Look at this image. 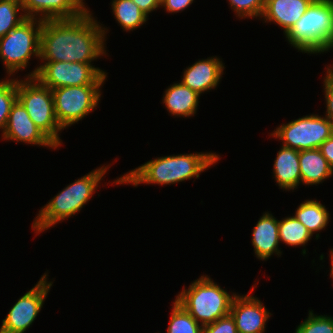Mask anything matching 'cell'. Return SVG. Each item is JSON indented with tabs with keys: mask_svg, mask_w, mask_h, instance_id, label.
Instances as JSON below:
<instances>
[{
	"mask_svg": "<svg viewBox=\"0 0 333 333\" xmlns=\"http://www.w3.org/2000/svg\"><path fill=\"white\" fill-rule=\"evenodd\" d=\"M108 31L90 11L74 19L43 20L39 60L91 63L107 54Z\"/></svg>",
	"mask_w": 333,
	"mask_h": 333,
	"instance_id": "obj_1",
	"label": "cell"
},
{
	"mask_svg": "<svg viewBox=\"0 0 333 333\" xmlns=\"http://www.w3.org/2000/svg\"><path fill=\"white\" fill-rule=\"evenodd\" d=\"M220 159L212 152L167 155L149 160L114 180V184H157L171 185L178 182L199 178L201 172L216 164Z\"/></svg>",
	"mask_w": 333,
	"mask_h": 333,
	"instance_id": "obj_2",
	"label": "cell"
},
{
	"mask_svg": "<svg viewBox=\"0 0 333 333\" xmlns=\"http://www.w3.org/2000/svg\"><path fill=\"white\" fill-rule=\"evenodd\" d=\"M108 168H110L109 165L94 169L54 196L37 213L32 223L34 233L40 234L79 212L93 197Z\"/></svg>",
	"mask_w": 333,
	"mask_h": 333,
	"instance_id": "obj_3",
	"label": "cell"
},
{
	"mask_svg": "<svg viewBox=\"0 0 333 333\" xmlns=\"http://www.w3.org/2000/svg\"><path fill=\"white\" fill-rule=\"evenodd\" d=\"M285 37L302 53L321 54L333 49V0H313Z\"/></svg>",
	"mask_w": 333,
	"mask_h": 333,
	"instance_id": "obj_4",
	"label": "cell"
},
{
	"mask_svg": "<svg viewBox=\"0 0 333 333\" xmlns=\"http://www.w3.org/2000/svg\"><path fill=\"white\" fill-rule=\"evenodd\" d=\"M224 290L208 275H202L176 296L179 303L202 326L229 315L237 293Z\"/></svg>",
	"mask_w": 333,
	"mask_h": 333,
	"instance_id": "obj_5",
	"label": "cell"
},
{
	"mask_svg": "<svg viewBox=\"0 0 333 333\" xmlns=\"http://www.w3.org/2000/svg\"><path fill=\"white\" fill-rule=\"evenodd\" d=\"M17 100L26 109L34 124L57 146L61 147L60 131L64 130L58 123L52 90L44 86L36 77L18 80Z\"/></svg>",
	"mask_w": 333,
	"mask_h": 333,
	"instance_id": "obj_6",
	"label": "cell"
},
{
	"mask_svg": "<svg viewBox=\"0 0 333 333\" xmlns=\"http://www.w3.org/2000/svg\"><path fill=\"white\" fill-rule=\"evenodd\" d=\"M42 25L43 20L26 18L0 38V58L8 77L27 68L33 56L39 58Z\"/></svg>",
	"mask_w": 333,
	"mask_h": 333,
	"instance_id": "obj_7",
	"label": "cell"
},
{
	"mask_svg": "<svg viewBox=\"0 0 333 333\" xmlns=\"http://www.w3.org/2000/svg\"><path fill=\"white\" fill-rule=\"evenodd\" d=\"M25 77H36L44 86L55 89L69 86L103 85L107 73L91 63L42 61Z\"/></svg>",
	"mask_w": 333,
	"mask_h": 333,
	"instance_id": "obj_8",
	"label": "cell"
},
{
	"mask_svg": "<svg viewBox=\"0 0 333 333\" xmlns=\"http://www.w3.org/2000/svg\"><path fill=\"white\" fill-rule=\"evenodd\" d=\"M332 135L333 124L326 116L318 114L306 115L282 124L270 134L281 140L282 146L297 151L319 148Z\"/></svg>",
	"mask_w": 333,
	"mask_h": 333,
	"instance_id": "obj_9",
	"label": "cell"
},
{
	"mask_svg": "<svg viewBox=\"0 0 333 333\" xmlns=\"http://www.w3.org/2000/svg\"><path fill=\"white\" fill-rule=\"evenodd\" d=\"M102 85L69 86L52 89L55 115L66 129L89 115L99 105Z\"/></svg>",
	"mask_w": 333,
	"mask_h": 333,
	"instance_id": "obj_10",
	"label": "cell"
},
{
	"mask_svg": "<svg viewBox=\"0 0 333 333\" xmlns=\"http://www.w3.org/2000/svg\"><path fill=\"white\" fill-rule=\"evenodd\" d=\"M47 276V273H44L37 284L12 306L2 320L0 333H24L32 325L53 286Z\"/></svg>",
	"mask_w": 333,
	"mask_h": 333,
	"instance_id": "obj_11",
	"label": "cell"
},
{
	"mask_svg": "<svg viewBox=\"0 0 333 333\" xmlns=\"http://www.w3.org/2000/svg\"><path fill=\"white\" fill-rule=\"evenodd\" d=\"M255 287L246 295L236 294L232 301L229 314L238 333H265L266 322L272 315L259 298L251 295Z\"/></svg>",
	"mask_w": 333,
	"mask_h": 333,
	"instance_id": "obj_12",
	"label": "cell"
},
{
	"mask_svg": "<svg viewBox=\"0 0 333 333\" xmlns=\"http://www.w3.org/2000/svg\"><path fill=\"white\" fill-rule=\"evenodd\" d=\"M1 135L4 140L57 149V146L30 119L26 109L18 100L11 107L5 131Z\"/></svg>",
	"mask_w": 333,
	"mask_h": 333,
	"instance_id": "obj_13",
	"label": "cell"
},
{
	"mask_svg": "<svg viewBox=\"0 0 333 333\" xmlns=\"http://www.w3.org/2000/svg\"><path fill=\"white\" fill-rule=\"evenodd\" d=\"M84 0H22L26 18L40 20L74 19L90 9ZM39 15V16H38Z\"/></svg>",
	"mask_w": 333,
	"mask_h": 333,
	"instance_id": "obj_14",
	"label": "cell"
},
{
	"mask_svg": "<svg viewBox=\"0 0 333 333\" xmlns=\"http://www.w3.org/2000/svg\"><path fill=\"white\" fill-rule=\"evenodd\" d=\"M224 66L217 56L198 60L185 69L181 83L201 95L217 87L222 79Z\"/></svg>",
	"mask_w": 333,
	"mask_h": 333,
	"instance_id": "obj_15",
	"label": "cell"
},
{
	"mask_svg": "<svg viewBox=\"0 0 333 333\" xmlns=\"http://www.w3.org/2000/svg\"><path fill=\"white\" fill-rule=\"evenodd\" d=\"M313 0H265L261 16L264 22H274L284 35L305 14Z\"/></svg>",
	"mask_w": 333,
	"mask_h": 333,
	"instance_id": "obj_16",
	"label": "cell"
},
{
	"mask_svg": "<svg viewBox=\"0 0 333 333\" xmlns=\"http://www.w3.org/2000/svg\"><path fill=\"white\" fill-rule=\"evenodd\" d=\"M278 230V220L271 213L264 212L253 227L251 239L258 259L265 261L274 254L281 256L282 252L278 248L280 243Z\"/></svg>",
	"mask_w": 333,
	"mask_h": 333,
	"instance_id": "obj_17",
	"label": "cell"
},
{
	"mask_svg": "<svg viewBox=\"0 0 333 333\" xmlns=\"http://www.w3.org/2000/svg\"><path fill=\"white\" fill-rule=\"evenodd\" d=\"M273 178L283 190H294L301 183L299 151L281 146L273 164Z\"/></svg>",
	"mask_w": 333,
	"mask_h": 333,
	"instance_id": "obj_18",
	"label": "cell"
},
{
	"mask_svg": "<svg viewBox=\"0 0 333 333\" xmlns=\"http://www.w3.org/2000/svg\"><path fill=\"white\" fill-rule=\"evenodd\" d=\"M163 104L173 116L192 117L199 106V95L181 82L170 85L164 92Z\"/></svg>",
	"mask_w": 333,
	"mask_h": 333,
	"instance_id": "obj_19",
	"label": "cell"
},
{
	"mask_svg": "<svg viewBox=\"0 0 333 333\" xmlns=\"http://www.w3.org/2000/svg\"><path fill=\"white\" fill-rule=\"evenodd\" d=\"M301 183L317 185L333 176V170L319 148L299 151Z\"/></svg>",
	"mask_w": 333,
	"mask_h": 333,
	"instance_id": "obj_20",
	"label": "cell"
},
{
	"mask_svg": "<svg viewBox=\"0 0 333 333\" xmlns=\"http://www.w3.org/2000/svg\"><path fill=\"white\" fill-rule=\"evenodd\" d=\"M327 208L317 200H306L301 203L294 216L308 229L313 236L316 232H319L327 226L329 223V216Z\"/></svg>",
	"mask_w": 333,
	"mask_h": 333,
	"instance_id": "obj_21",
	"label": "cell"
},
{
	"mask_svg": "<svg viewBox=\"0 0 333 333\" xmlns=\"http://www.w3.org/2000/svg\"><path fill=\"white\" fill-rule=\"evenodd\" d=\"M111 9L117 23L124 31H133L149 18L132 0H112Z\"/></svg>",
	"mask_w": 333,
	"mask_h": 333,
	"instance_id": "obj_22",
	"label": "cell"
},
{
	"mask_svg": "<svg viewBox=\"0 0 333 333\" xmlns=\"http://www.w3.org/2000/svg\"><path fill=\"white\" fill-rule=\"evenodd\" d=\"M278 220L279 240L289 246H303L312 239L308 229L293 215Z\"/></svg>",
	"mask_w": 333,
	"mask_h": 333,
	"instance_id": "obj_23",
	"label": "cell"
},
{
	"mask_svg": "<svg viewBox=\"0 0 333 333\" xmlns=\"http://www.w3.org/2000/svg\"><path fill=\"white\" fill-rule=\"evenodd\" d=\"M172 305L167 333H202L203 326L179 303L174 300Z\"/></svg>",
	"mask_w": 333,
	"mask_h": 333,
	"instance_id": "obj_24",
	"label": "cell"
},
{
	"mask_svg": "<svg viewBox=\"0 0 333 333\" xmlns=\"http://www.w3.org/2000/svg\"><path fill=\"white\" fill-rule=\"evenodd\" d=\"M25 19L22 0H0V38Z\"/></svg>",
	"mask_w": 333,
	"mask_h": 333,
	"instance_id": "obj_25",
	"label": "cell"
},
{
	"mask_svg": "<svg viewBox=\"0 0 333 333\" xmlns=\"http://www.w3.org/2000/svg\"><path fill=\"white\" fill-rule=\"evenodd\" d=\"M17 100V78L0 80V129L5 131L12 105Z\"/></svg>",
	"mask_w": 333,
	"mask_h": 333,
	"instance_id": "obj_26",
	"label": "cell"
},
{
	"mask_svg": "<svg viewBox=\"0 0 333 333\" xmlns=\"http://www.w3.org/2000/svg\"><path fill=\"white\" fill-rule=\"evenodd\" d=\"M295 333H333V317L316 315L309 310L308 317L296 327Z\"/></svg>",
	"mask_w": 333,
	"mask_h": 333,
	"instance_id": "obj_27",
	"label": "cell"
},
{
	"mask_svg": "<svg viewBox=\"0 0 333 333\" xmlns=\"http://www.w3.org/2000/svg\"><path fill=\"white\" fill-rule=\"evenodd\" d=\"M238 18H261L265 0H228Z\"/></svg>",
	"mask_w": 333,
	"mask_h": 333,
	"instance_id": "obj_28",
	"label": "cell"
},
{
	"mask_svg": "<svg viewBox=\"0 0 333 333\" xmlns=\"http://www.w3.org/2000/svg\"><path fill=\"white\" fill-rule=\"evenodd\" d=\"M202 333H238L235 321L229 314L214 323L203 326Z\"/></svg>",
	"mask_w": 333,
	"mask_h": 333,
	"instance_id": "obj_29",
	"label": "cell"
},
{
	"mask_svg": "<svg viewBox=\"0 0 333 333\" xmlns=\"http://www.w3.org/2000/svg\"><path fill=\"white\" fill-rule=\"evenodd\" d=\"M324 81V97L326 101V117L333 124V71L327 66Z\"/></svg>",
	"mask_w": 333,
	"mask_h": 333,
	"instance_id": "obj_30",
	"label": "cell"
},
{
	"mask_svg": "<svg viewBox=\"0 0 333 333\" xmlns=\"http://www.w3.org/2000/svg\"><path fill=\"white\" fill-rule=\"evenodd\" d=\"M194 0H161V6L168 13H178L188 8Z\"/></svg>",
	"mask_w": 333,
	"mask_h": 333,
	"instance_id": "obj_31",
	"label": "cell"
},
{
	"mask_svg": "<svg viewBox=\"0 0 333 333\" xmlns=\"http://www.w3.org/2000/svg\"><path fill=\"white\" fill-rule=\"evenodd\" d=\"M148 17L161 6V0H132Z\"/></svg>",
	"mask_w": 333,
	"mask_h": 333,
	"instance_id": "obj_32",
	"label": "cell"
},
{
	"mask_svg": "<svg viewBox=\"0 0 333 333\" xmlns=\"http://www.w3.org/2000/svg\"><path fill=\"white\" fill-rule=\"evenodd\" d=\"M319 150L333 170V135L320 145Z\"/></svg>",
	"mask_w": 333,
	"mask_h": 333,
	"instance_id": "obj_33",
	"label": "cell"
},
{
	"mask_svg": "<svg viewBox=\"0 0 333 333\" xmlns=\"http://www.w3.org/2000/svg\"><path fill=\"white\" fill-rule=\"evenodd\" d=\"M330 260H331V268H330V277L333 278V248L330 250Z\"/></svg>",
	"mask_w": 333,
	"mask_h": 333,
	"instance_id": "obj_34",
	"label": "cell"
},
{
	"mask_svg": "<svg viewBox=\"0 0 333 333\" xmlns=\"http://www.w3.org/2000/svg\"><path fill=\"white\" fill-rule=\"evenodd\" d=\"M331 66H332V67H331ZM331 66L329 65L328 67L333 71V65H331Z\"/></svg>",
	"mask_w": 333,
	"mask_h": 333,
	"instance_id": "obj_35",
	"label": "cell"
}]
</instances>
